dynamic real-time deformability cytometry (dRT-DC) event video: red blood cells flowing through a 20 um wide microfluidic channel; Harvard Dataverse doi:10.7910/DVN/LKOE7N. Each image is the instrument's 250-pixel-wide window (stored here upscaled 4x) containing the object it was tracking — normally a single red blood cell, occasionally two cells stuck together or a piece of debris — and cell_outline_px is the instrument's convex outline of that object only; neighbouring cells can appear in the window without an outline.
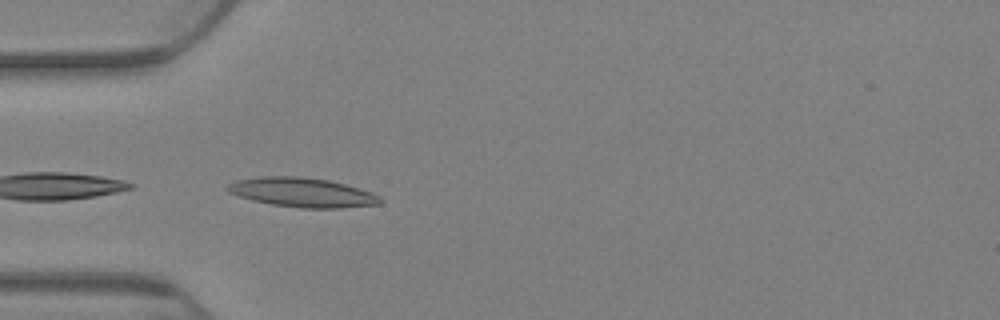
{"species": "Egyptian fruit bat (a non-hibernating species)", "species_latin": "Rousettus aegyptiacus", "temperature_condition": "warm", "stored_images_in_passage": 8, "camera_frame_rate_fps": 3000, "um_per_image_px": 0.085, "animal": {"sex": "female"}, "frame": {"image": 1, "passage_image": 1, "time_ms": 0.0, "image_size_px": [1000, 320], "cell_outline_px": [[384, 200], [380, 204], [340, 208], [300, 208], [272, 204], [252, 200], [228, 192], [224, 188], [228, 184], [236, 180], [260, 176], [296, 176], [328, 180], [344, 184], [372, 192], [380, 196]], "centroid_in_image_um": [25.69, 16.36], "position_along_channel_um": 59.3, "area_um2": 26.13}}